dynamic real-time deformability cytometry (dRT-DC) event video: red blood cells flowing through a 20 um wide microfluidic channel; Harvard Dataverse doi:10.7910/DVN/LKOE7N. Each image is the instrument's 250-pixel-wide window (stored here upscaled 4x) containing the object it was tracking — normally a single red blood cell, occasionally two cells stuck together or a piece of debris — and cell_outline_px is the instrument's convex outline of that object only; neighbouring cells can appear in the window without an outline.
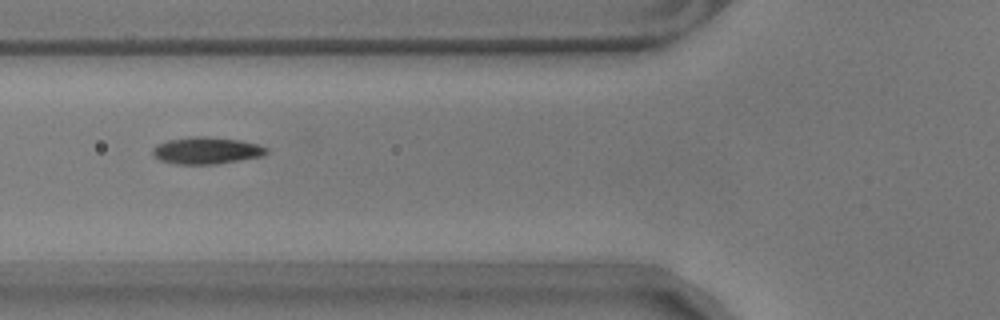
{"species": "common noctule bat (a hibernating species)", "species_latin": "Nyctalus noctula", "temperature_condition": "warm", "stored_images_in_passage": 34, "camera_frame_rate_fps": 3000, "um_per_image_px": 0.085, "animal": {"sex": "male", "body_mass_g": 17.9}, "frame": {"image": 1, "passage_image": 6, "time_ms": 1.667, "image_size_px": [1000, 320], "cell_outline_px": [[268, 152], [264, 156], [216, 164], [176, 164], [160, 160], [152, 152], [152, 148], [156, 144], [168, 140], [196, 136], [204, 136], [236, 140], [256, 144], [268, 148]], "centroid_in_image_um": [17.55, 12.8], "position_along_channel_um": 108.3, "area_um2": 17.69}}
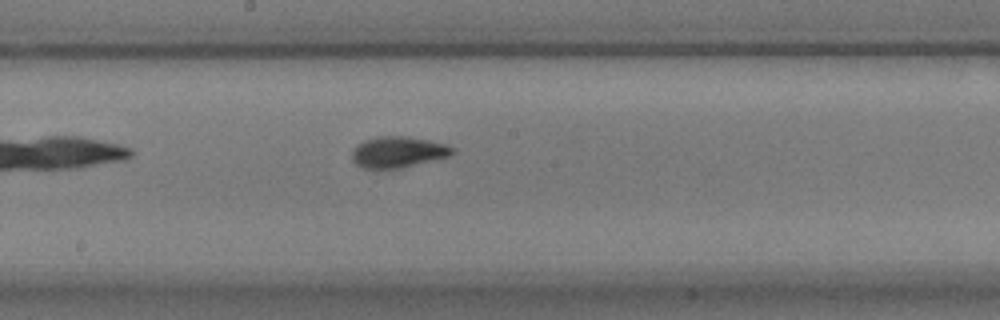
{"frame": {"image": 2, "passage_image": 15, "time_ms": 4.667, "image_size_px": [1000, 320], "cell_outline_px": [[456, 152], [448, 156], [404, 168], [364, 168], [356, 164], [352, 160], [352, 148], [356, 144], [364, 140], [376, 136], [408, 136], [428, 140], [444, 144], [456, 148]], "centroid_in_image_um": [33.82, 12.91], "position_along_channel_um": 214.4, "area_um2": 18.38}}
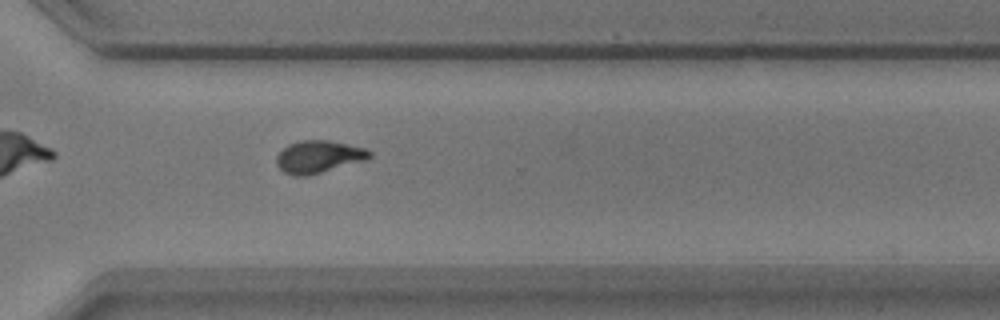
{"frame": {"image": 3, "passage_image": 26, "time_ms": 8.333, "image_size_px": [1000, 320], "cell_outline_px": [[372, 156], [368, 160], [308, 176], [292, 176], [284, 172], [276, 164], [276, 156], [288, 144], [300, 140], [328, 140], [364, 148], [372, 152]], "centroid_in_image_um": [27.09, 13.34], "position_along_channel_um": 343.5, "area_um2": 17.74}, "authors_computed_cell_mechanics": {"area_um2": 17.629, "velocity_mm_per_s": 3.5269, "shape_relaxation_time_tau1_ms": 2.8204, "shape_relaxation_time_tau2_ms": 2.1485, "deformation_change_tau1": 0.1541, "deformation_change_tau2": 0.0686}}